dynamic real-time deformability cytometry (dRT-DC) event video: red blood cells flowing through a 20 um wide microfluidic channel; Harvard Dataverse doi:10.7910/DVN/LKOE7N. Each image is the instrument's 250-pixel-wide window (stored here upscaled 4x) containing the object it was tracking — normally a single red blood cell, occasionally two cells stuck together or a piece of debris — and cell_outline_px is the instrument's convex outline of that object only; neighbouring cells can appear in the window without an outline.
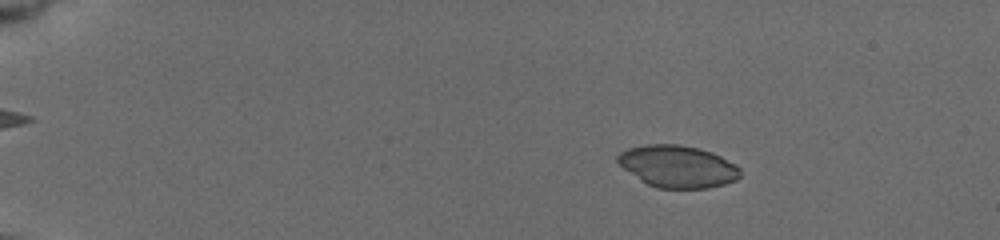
{"species": "common noctule bat (a hibernating species)", "species_latin": "Nyctalus noctula", "temperature_condition": "cold", "stored_images_in_passage": 45, "camera_frame_rate_fps": 3000, "um_per_image_px": 0.085, "animal": {"sex": "female", "body_mass_g": 19.5, "forearm_length_mm": 54.1}, "frame": {"image": 1, "passage_image": 8, "time_ms": 2.333, "image_size_px": [1000, 240], "cell_outline_px": [[740, 176], [736, 180], [724, 184], [708, 188], [656, 188], [648, 184], [624, 168], [616, 160], [616, 156], [620, 152], [628, 148], [644, 144], [680, 144], [700, 148], [712, 152], [736, 164], [740, 168]], "centroid_in_image_um": [57.62, 14.13], "position_along_channel_um": 27.4, "area_um2": 30.06}}
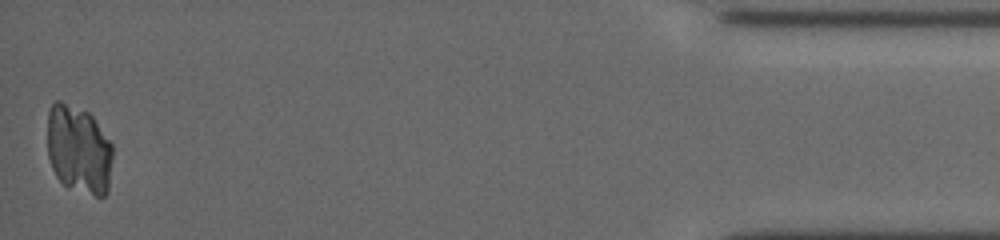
{"frame": {"image": 2, "passage_image": 45, "time_ms": 17.667, "image_size_px": [1000, 240], "cell_outline_px": [[112, 160], [108, 192], [104, 196], [96, 196], [64, 184], [56, 176], [52, 168], [48, 156], [48, 112], [52, 104], [56, 100], [60, 100], [88, 112], [92, 116], [112, 144]], "centroid_in_image_um": [6.7, 12.69], "position_along_channel_um": 428.5, "area_um2": 33.52}}